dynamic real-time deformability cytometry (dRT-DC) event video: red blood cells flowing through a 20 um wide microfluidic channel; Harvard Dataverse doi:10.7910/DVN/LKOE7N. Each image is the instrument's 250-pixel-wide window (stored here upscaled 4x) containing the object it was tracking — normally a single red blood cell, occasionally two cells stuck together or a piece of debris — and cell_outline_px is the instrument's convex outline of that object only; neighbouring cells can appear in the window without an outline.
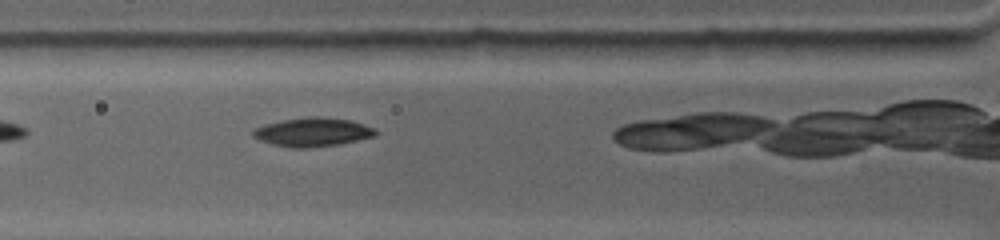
{"species": "common noctule bat (a hibernating species)", "species_latin": "Nyctalus noctula", "temperature_condition": "warm", "stored_images_in_passage": 4, "camera_frame_rate_fps": 4500, "um_per_image_px": 0.085, "animal": {"sex": "female", "body_mass_g": 19.0, "forearm_length_mm": 53.3}, "frame": {"image": 1, "passage_image": 3, "time_ms": 0.889, "image_size_px": [1000, 240], "cell_outline_px": [[380, 132], [376, 136], [340, 144], [308, 148], [292, 148], [272, 144], [260, 140], [252, 136], [252, 128], [264, 124], [280, 120], [308, 116], [316, 116], [348, 120], [364, 124], [376, 128]], "centroid_in_image_um": [26.57, 11.23], "position_along_channel_um": 99.2, "area_um2": 20.87}}